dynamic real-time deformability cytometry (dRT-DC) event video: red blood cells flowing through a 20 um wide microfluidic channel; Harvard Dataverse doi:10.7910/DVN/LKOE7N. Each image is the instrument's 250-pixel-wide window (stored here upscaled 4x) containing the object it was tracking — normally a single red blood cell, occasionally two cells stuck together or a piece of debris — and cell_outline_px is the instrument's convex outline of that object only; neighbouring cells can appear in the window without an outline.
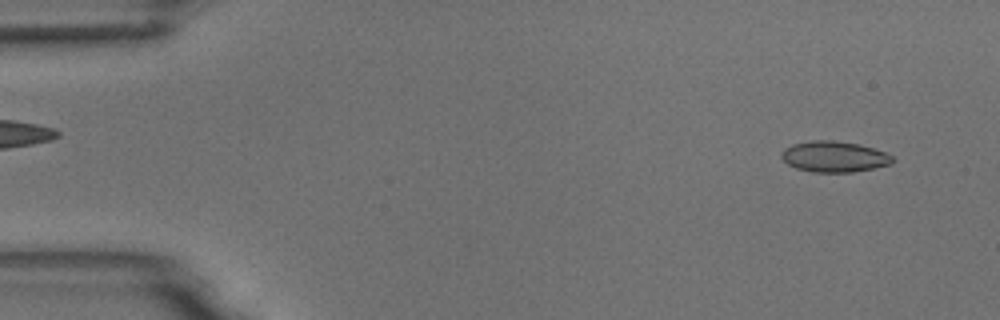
{"species": "common noctule bat (a hibernating species)", "species_latin": "Nyctalus noctula", "temperature_condition": "room temperature", "stored_images_in_passage": 53, "camera_frame_rate_fps": 3000, "um_per_image_px": 0.085, "animal": {"sex": "male", "body_mass_g": 18.8}, "frame": {"image": 1, "passage_image": 3, "time_ms": 0.667, "image_size_px": [1000, 320], "cell_outline_px": [[892, 164], [852, 172], [812, 172], [796, 168], [788, 164], [780, 156], [780, 152], [784, 148], [792, 144], [812, 140], [832, 140], [856, 144], [872, 148], [884, 152], [892, 156]], "centroid_in_image_um": [70.85, 13.31], "position_along_channel_um": 14.2, "area_um2": 19.83}}
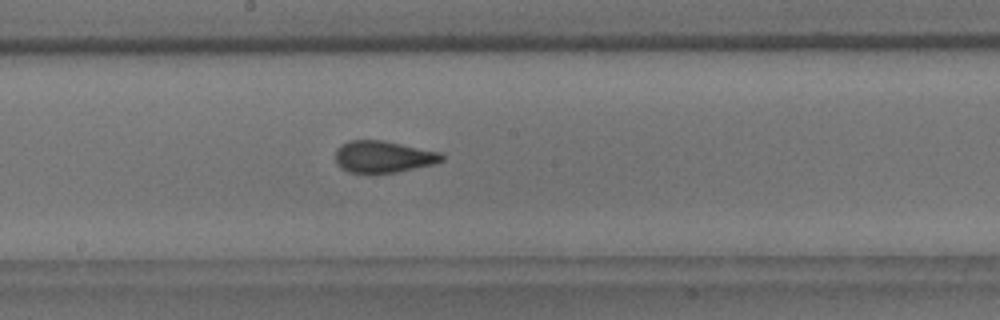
{"frame": {"image": 2, "passage_image": 28, "time_ms": 9.0, "image_size_px": [1000, 320], "cell_outline_px": [[444, 160], [432, 164], [396, 172], [348, 172], [340, 168], [336, 164], [336, 148], [340, 144], [348, 140], [380, 140], [440, 152], [444, 156]], "centroid_in_image_um": [32.52, 13.31], "position_along_channel_um": 215.7, "area_um2": 19.48}}
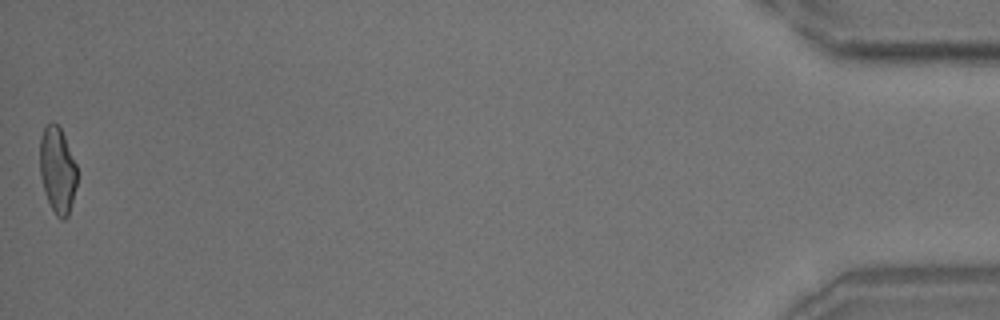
{"frame": {"image": 3, "passage_image": 53, "time_ms": 17.333, "image_size_px": [1000, 320], "cell_outline_px": [[76, 184], [68, 216], [64, 220], [60, 220], [56, 216], [44, 192], [40, 176], [40, 136], [44, 128], [52, 120], [60, 128], [64, 136], [76, 164]], "centroid_in_image_um": [4.86, 14.46], "position_along_channel_um": 430.3, "area_um2": 18.55}, "authors_computed_cell_mechanics": {"area_um2": 19.7676, "velocity_mm_per_s": 3.7234, "shape_relaxation_time_tau1_ms": 7.416, "shape_relaxation_time_tau2_ms": 1.0646, "deformation_change_tau1": 0.1606, "deformation_change_tau2": 0.07}}